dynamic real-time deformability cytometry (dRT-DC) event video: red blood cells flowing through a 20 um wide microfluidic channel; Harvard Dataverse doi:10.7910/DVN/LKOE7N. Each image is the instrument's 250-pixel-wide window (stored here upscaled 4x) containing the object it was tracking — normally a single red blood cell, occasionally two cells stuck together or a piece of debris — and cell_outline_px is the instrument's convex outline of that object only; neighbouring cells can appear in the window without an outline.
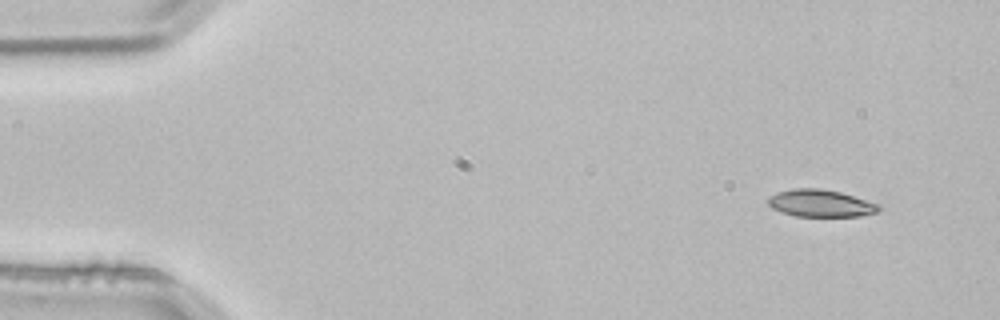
{"species": "common noctule bat (a hibernating species)", "species_latin": "Nyctalus noctula", "temperature_condition": "room temperature", "stored_images_in_passage": 4, "camera_frame_rate_fps": 3000, "um_per_image_px": 0.085, "animal": {"sex": "male", "body_mass_g": 21.5, "forearm_length_mm": 52.0}, "frame": {"image": 1, "passage_image": 1, "time_ms": 0.0, "image_size_px": [1000, 320], "cell_outline_px": [[880, 208], [876, 212], [860, 216], [796, 216], [780, 212], [772, 208], [768, 204], [768, 200], [776, 192], [796, 188], [820, 188], [840, 192], [880, 204]], "centroid_in_image_um": [69.74, 17.28], "position_along_channel_um": 15.3, "area_um2": 17.46}}
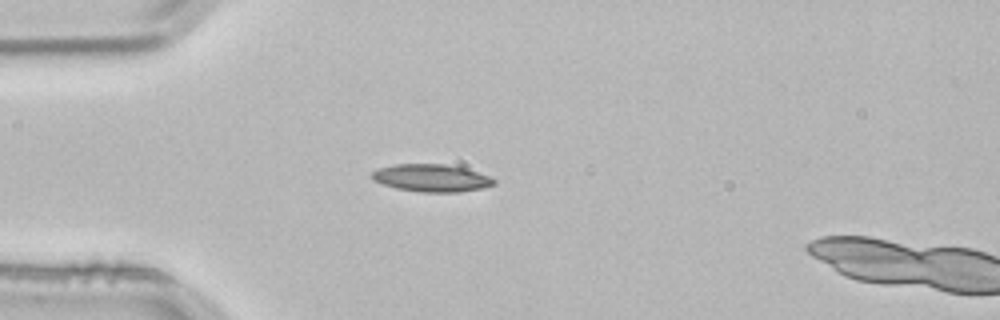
{"frame": {"image": 2, "passage_image": 3, "time_ms": 0.667, "image_size_px": [1000, 320], "cell_outline_px": [[496, 184], [484, 188], [460, 192], [420, 192], [396, 188], [372, 180], [368, 176], [372, 172], [380, 168], [396, 164], [444, 164], [464, 168], [488, 176], [496, 180]], "centroid_in_image_um": [36.66, 15.14], "position_along_channel_um": 48.3, "area_um2": 19.54}}